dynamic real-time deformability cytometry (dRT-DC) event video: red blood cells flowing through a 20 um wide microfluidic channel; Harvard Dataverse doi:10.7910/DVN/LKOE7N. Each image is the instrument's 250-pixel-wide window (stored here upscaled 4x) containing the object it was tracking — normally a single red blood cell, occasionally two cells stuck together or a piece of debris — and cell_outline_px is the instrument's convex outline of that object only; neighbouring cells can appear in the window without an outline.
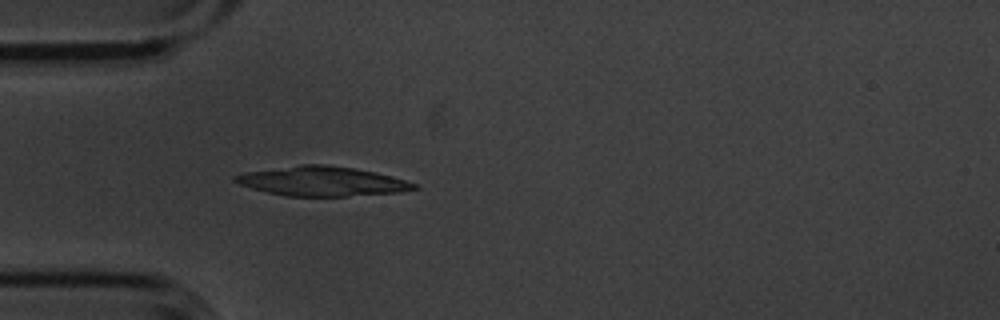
{"species": "common noctule bat (a hibernating species)", "species_latin": "Nyctalus noctula", "temperature_condition": "cold", "stored_images_in_passage": 1, "camera_frame_rate_fps": 3000, "um_per_image_px": 0.085, "animal": {"sex": "male", "body_mass_g": 20.1, "forearm_length_mm": 53.5}, "frame": {"image": 1, "passage_image": 1, "time_ms": 0.0, "image_size_px": [1000, 320], "cell_outline_px": [[420, 188], [400, 192], [348, 196], [288, 196], [268, 192], [236, 184], [232, 180], [232, 176], [244, 172], [300, 164], [328, 164], [356, 168], [376, 172], [404, 180], [416, 184]], "centroid_in_image_um": [27.33, 15.39], "position_along_channel_um": 57.7, "area_um2": 30.92}}